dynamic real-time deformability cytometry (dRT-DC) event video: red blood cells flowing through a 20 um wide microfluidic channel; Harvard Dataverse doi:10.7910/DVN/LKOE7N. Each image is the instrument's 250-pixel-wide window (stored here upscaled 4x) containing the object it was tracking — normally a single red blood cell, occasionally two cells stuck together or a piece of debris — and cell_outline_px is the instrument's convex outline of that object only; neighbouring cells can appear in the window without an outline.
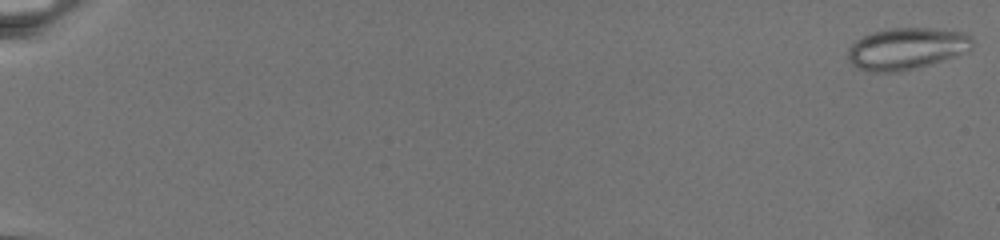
{"species": "common noctule bat (a hibernating species)", "species_latin": "Nyctalus noctula", "temperature_condition": "warm", "stored_images_in_passage": 77, "camera_frame_rate_fps": 3000, "um_per_image_px": 0.085, "animal": {"sex": "female", "body_mass_g": 19.5, "forearm_length_mm": 54.1}, "frame": {"image": 1, "passage_image": 1, "time_ms": 0.0, "image_size_px": [1000, 240], "cell_outline_px": [[972, 48], [968, 52], [956, 56], [900, 72], [872, 72], [856, 68], [848, 60], [848, 48], [856, 40], [872, 32], [888, 28], [936, 28], [964, 32], [972, 36]], "centroid_in_image_um": [77.06, 4.12], "position_along_channel_um": 7.9, "area_um2": 30.46}}
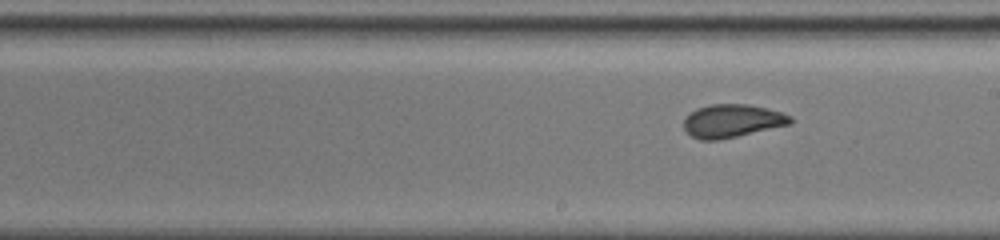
{"frame": {"image": 2, "passage_image": 47, "time_ms": 15.333, "image_size_px": [1000, 240], "cell_outline_px": [[792, 124], [720, 140], [700, 140], [692, 136], [684, 128], [684, 120], [696, 108], [712, 104], [748, 104], [768, 108], [792, 116]], "centroid_in_image_um": [62.26, 10.28], "position_along_channel_um": 226.7, "area_um2": 20.58}}
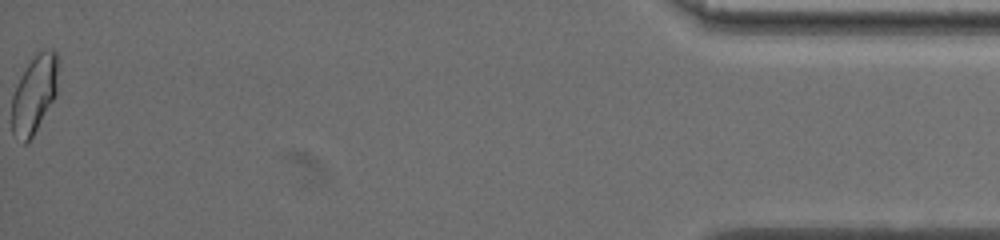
{"frame": {"image": 3, "passage_image": 77, "time_ms": 25.333, "image_size_px": [1000, 240], "cell_outline_px": [[60, 60], [56, 96], [32, 136], [24, 144], [20, 144], [12, 136], [12, 96], [16, 84], [20, 76], [28, 64], [44, 48], [52, 48], [60, 56]], "centroid_in_image_um": [2.93, 7.99], "position_along_channel_um": 432.3, "area_um2": 21.5}}